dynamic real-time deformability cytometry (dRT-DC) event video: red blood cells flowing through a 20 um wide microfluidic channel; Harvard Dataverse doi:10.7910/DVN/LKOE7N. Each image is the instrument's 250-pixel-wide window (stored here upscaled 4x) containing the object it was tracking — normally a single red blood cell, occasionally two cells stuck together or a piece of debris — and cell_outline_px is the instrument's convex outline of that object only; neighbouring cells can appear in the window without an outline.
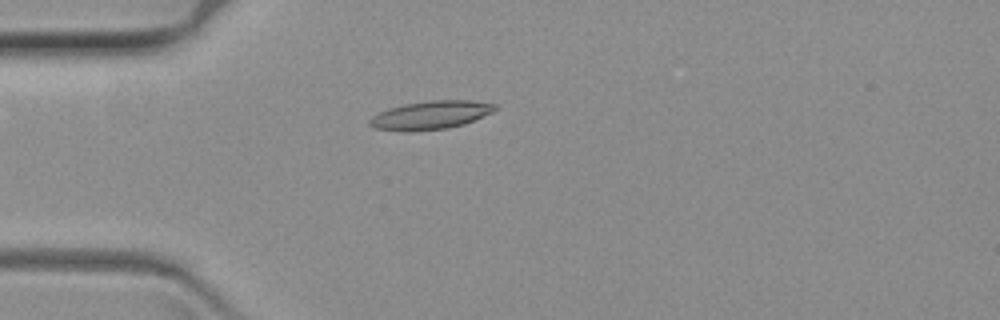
{"species": "common noctule bat (a hibernating species)", "species_latin": "Nyctalus noctula", "temperature_condition": "warm", "stored_images_in_passage": 63, "camera_frame_rate_fps": 3000, "um_per_image_px": 0.085, "animal": {"sex": "female", "body_mass_g": 19.3, "forearm_length_mm": 54.1}, "frame": {"image": 1, "passage_image": 18, "time_ms": 5.667, "image_size_px": [1000, 320], "cell_outline_px": [[496, 108], [492, 112], [464, 124], [448, 128], [408, 132], [400, 132], [376, 128], [368, 124], [368, 120], [372, 116], [388, 108], [404, 104], [432, 100], [472, 100], [496, 104]], "centroid_in_image_um": [36.57, 9.79], "position_along_channel_um": 48.4, "area_um2": 20.81}}
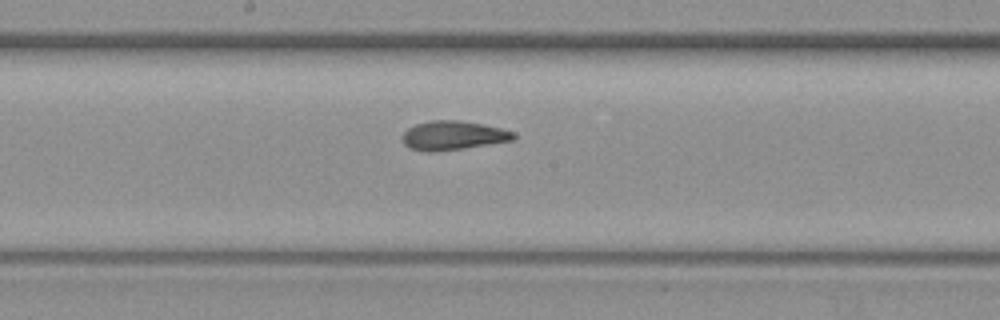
{"frame": {"image": 2, "passage_image": 34, "time_ms": 11.0, "image_size_px": [1000, 320], "cell_outline_px": [[516, 136], [512, 140], [436, 152], [428, 152], [408, 148], [404, 144], [404, 132], [408, 128], [416, 124], [432, 120], [456, 120], [480, 124], [500, 128], [512, 132]], "centroid_in_image_um": [38.46, 11.52], "position_along_channel_um": 209.7, "area_um2": 18.38}}
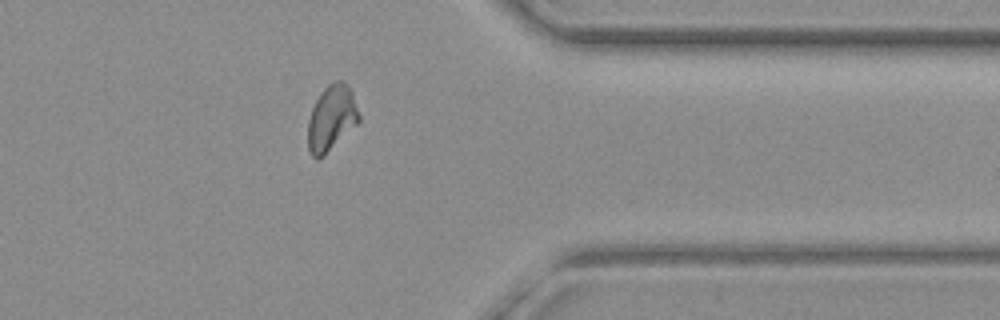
{"frame": {"image": 3, "passage_image": 51, "time_ms": 16.667, "image_size_px": [1000, 320], "cell_outline_px": [[360, 120], [324, 156], [316, 160], [312, 156], [308, 148], [308, 120], [312, 108], [320, 92], [328, 84], [336, 80], [344, 80], [352, 92], [360, 116]], "centroid_in_image_um": [28.16, 10.03], "position_along_channel_um": 383.2, "area_um2": 19.48}}